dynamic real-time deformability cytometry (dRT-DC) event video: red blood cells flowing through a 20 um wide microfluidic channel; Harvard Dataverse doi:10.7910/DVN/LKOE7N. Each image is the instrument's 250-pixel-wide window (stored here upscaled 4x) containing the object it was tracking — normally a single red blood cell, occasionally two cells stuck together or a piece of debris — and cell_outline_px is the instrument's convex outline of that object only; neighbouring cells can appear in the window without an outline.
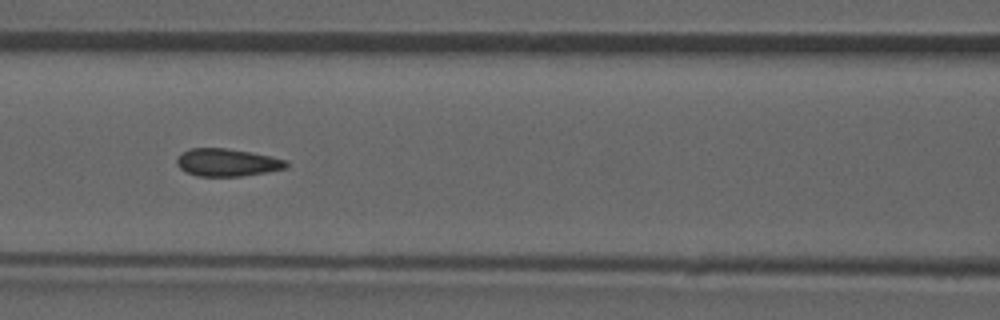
{"species": "common noctule bat (a hibernating species)", "species_latin": "Nyctalus noctula", "temperature_condition": "room temperature", "stored_images_in_passage": 51, "camera_frame_rate_fps": 3000, "um_per_image_px": 0.085, "animal": {"sex": "male", "forearm_length_mm": 52.5}, "frame": {"image": 1, "passage_image": 22, "time_ms": 7.0, "image_size_px": [1000, 320], "cell_outline_px": [[288, 168], [240, 176], [196, 176], [180, 168], [176, 164], [176, 160], [184, 152], [192, 148], [224, 148], [252, 152], [288, 160]], "centroid_in_image_um": [19.34, 13.81], "position_along_channel_um": 147.3, "area_um2": 17.46}, "authors_computed_cell_mechanics": {"area_um2": 17.8024, "velocity_mm_per_s": 3.9686, "shape_relaxation_time_tau1_ms": null, "shape_relaxation_time_tau2_ms": 0.7427, "deformation_change_tau1": null, "deformation_change_tau2": 0.069}}